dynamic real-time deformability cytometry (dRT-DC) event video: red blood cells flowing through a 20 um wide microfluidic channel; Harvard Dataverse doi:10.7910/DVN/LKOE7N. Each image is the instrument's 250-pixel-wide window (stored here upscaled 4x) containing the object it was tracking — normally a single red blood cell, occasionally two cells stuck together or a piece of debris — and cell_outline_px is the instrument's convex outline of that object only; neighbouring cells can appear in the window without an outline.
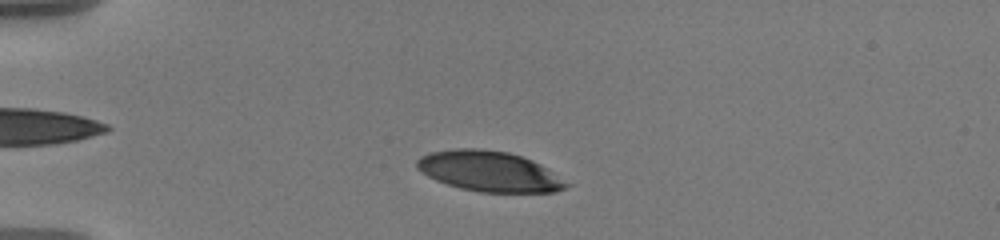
{"species": "human", "species_latin": "Homo sapiens", "temperature_condition": "warm", "stored_images_in_passage": 51, "camera_frame_rate_fps": 3000, "um_per_image_px": 0.085, "donor": {"sex": "male"}, "frame": {"image": 1, "passage_image": 9, "time_ms": 2.667, "image_size_px": [1000, 240], "cell_outline_px": [[572, 184], [568, 188], [556, 192], [480, 192], [460, 188], [436, 180], [420, 172], [416, 168], [416, 160], [420, 156], [428, 152], [456, 148], [476, 148], [508, 152], [532, 160], [548, 168]], "centroid_in_image_um": [41.6, 14.56], "position_along_channel_um": 43.4, "area_um2": 35.49}}
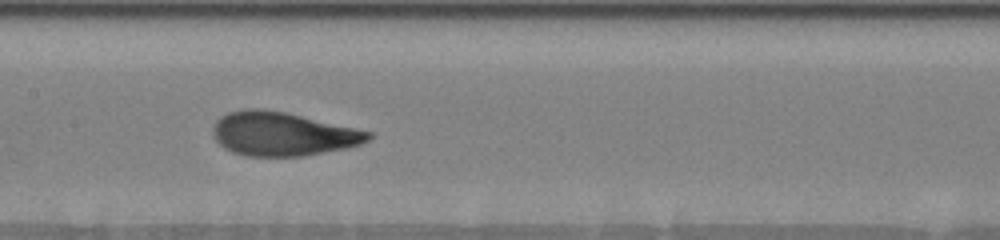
{"frame": {"image": 2, "passage_image": 24, "time_ms": 7.667, "image_size_px": [1000, 240], "cell_outline_px": [[372, 136], [368, 140], [360, 144], [348, 148], [304, 156], [248, 156], [232, 152], [224, 148], [212, 136], [212, 128], [216, 120], [220, 116], [228, 112], [244, 108], [260, 108], [284, 112], [356, 128], [372, 132]], "centroid_in_image_um": [23.99, 11.38], "position_along_channel_um": 183.4, "area_um2": 39.77}}
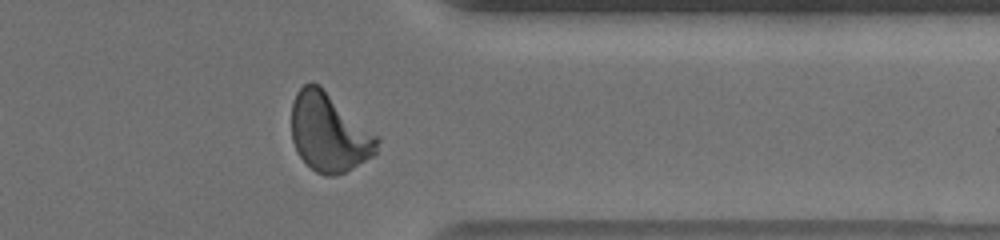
{"frame": {"image": 3, "passage_image": 41, "time_ms": 13.333, "image_size_px": [1000, 240], "cell_outline_px": [[380, 140], [376, 156], [336, 176], [328, 176], [316, 172], [300, 156], [292, 140], [292, 100], [296, 92], [304, 84], [312, 80], [320, 84], [380, 136]], "centroid_in_image_um": [28.02, 11.23], "position_along_channel_um": 383.4, "area_um2": 40.0}, "authors_computed_cell_mechanics": {"area_um2": 38.3214, "velocity_mm_per_s": 3.5932, "shape_relaxation_time_tau1_ms": 4.0636, "shape_relaxation_time_tau2_ms": null, "deformation_change_tau1": 0.1916, "deformation_change_tau2": null}}